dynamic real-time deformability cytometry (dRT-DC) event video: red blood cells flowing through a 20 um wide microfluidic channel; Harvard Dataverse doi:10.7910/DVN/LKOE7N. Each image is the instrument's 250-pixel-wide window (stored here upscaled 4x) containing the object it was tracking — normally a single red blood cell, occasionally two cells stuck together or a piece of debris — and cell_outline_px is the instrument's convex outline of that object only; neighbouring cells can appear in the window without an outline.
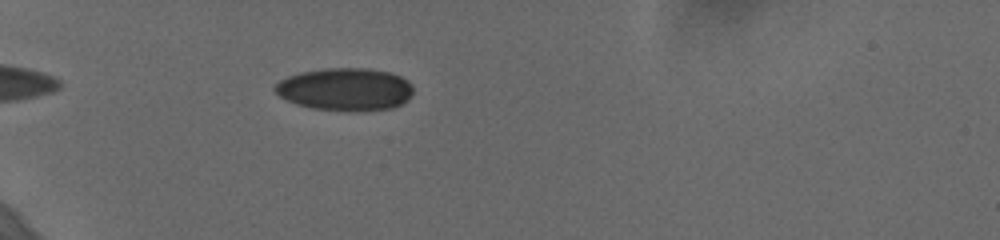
{"species": "human", "species_latin": "Homo sapiens", "temperature_condition": "cold", "stored_images_in_passage": 43, "camera_frame_rate_fps": 3000, "um_per_image_px": 0.085, "donor": {"sex": "female"}, "frame": {"image": 1, "passage_image": 5, "time_ms": 1.333, "image_size_px": [1000, 240], "cell_outline_px": [[412, 92], [408, 100], [392, 108], [360, 112], [348, 112], [312, 108], [296, 104], [280, 96], [272, 88], [280, 80], [288, 76], [300, 72], [324, 68], [368, 68], [388, 72], [400, 76], [408, 80], [412, 84]], "centroid_in_image_um": [29.35, 7.6], "position_along_channel_um": 55.7, "area_um2": 34.74}}
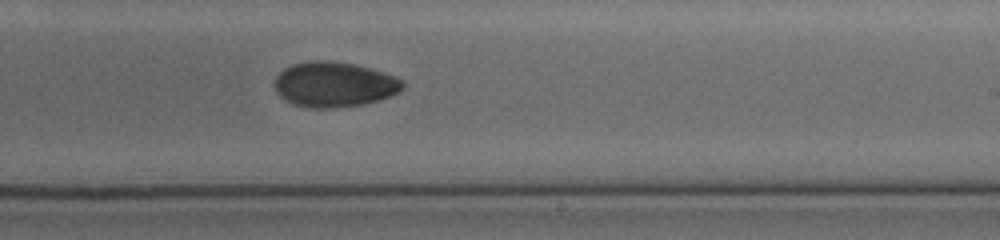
{"frame": {"image": 2, "passage_image": 24, "time_ms": 7.667, "image_size_px": [1000, 240], "cell_outline_px": [[404, 88], [400, 92], [380, 100], [364, 104], [336, 108], [308, 108], [292, 104], [280, 96], [276, 92], [276, 76], [284, 68], [292, 64], [312, 60], [328, 60], [356, 64], [396, 76], [404, 80]], "centroid_in_image_um": [28.44, 7.18], "position_along_channel_um": 260.6, "area_um2": 34.04}}
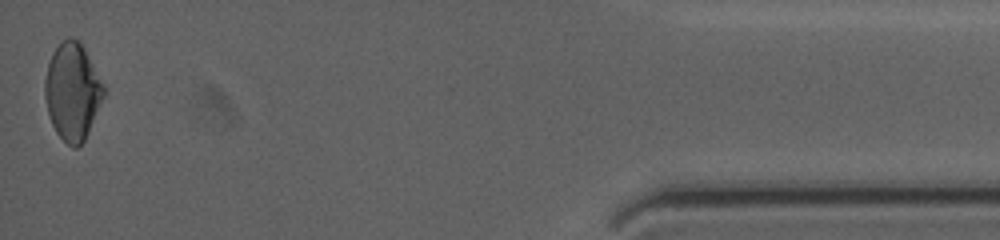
{"frame": {"image": 3, "passage_image": 43, "time_ms": 14.0, "image_size_px": [1000, 240], "cell_outline_px": [[104, 96], [88, 132], [84, 140], [76, 148], [72, 148], [56, 132], [52, 124], [48, 112], [44, 96], [44, 80], [48, 64], [52, 52], [60, 40], [68, 36], [72, 36], [84, 48], [104, 84]], "centroid_in_image_um": [6.14, 7.75], "position_along_channel_um": 429.1, "area_um2": 33.18}, "authors_computed_cell_mechanics": {"area_um2": 33.235, "velocity_mm_per_s": 3.6778, "shape_relaxation_time_tau1_ms": 10.217, "shape_relaxation_time_tau2_ms": null, "deformation_change_tau1": 0.1509, "deformation_change_tau2": null}}